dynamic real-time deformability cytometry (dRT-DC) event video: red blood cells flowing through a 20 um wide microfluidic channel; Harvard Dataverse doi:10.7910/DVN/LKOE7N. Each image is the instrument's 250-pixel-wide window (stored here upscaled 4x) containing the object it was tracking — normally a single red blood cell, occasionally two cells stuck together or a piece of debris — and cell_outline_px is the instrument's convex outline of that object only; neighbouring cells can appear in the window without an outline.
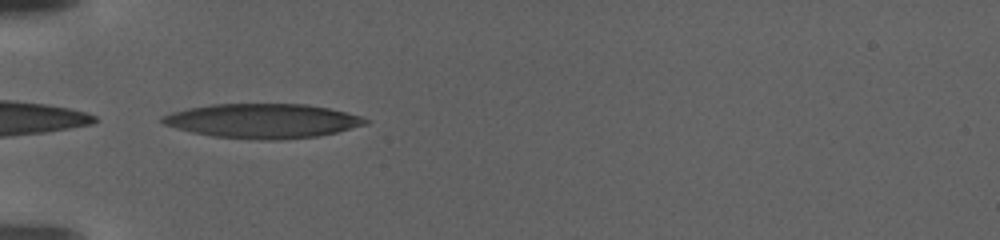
{"species": "human", "species_latin": "Homo sapiens", "temperature_condition": "warm", "stored_images_in_passage": 63, "camera_frame_rate_fps": 3000, "um_per_image_px": 0.085, "donor": {"sex": "female"}, "frame": {"image": 1, "passage_image": 1, "time_ms": 0.0, "image_size_px": [1000, 240], "cell_outline_px": [[372, 120], [368, 124], [336, 132], [316, 136], [280, 140], [260, 140], [212, 136], [192, 132], [176, 128], [164, 124], [160, 120], [164, 116], [172, 112], [188, 108], [212, 104], [304, 104], [328, 108], [360, 116]], "centroid_in_image_um": [22.34, 10.28], "position_along_channel_um": 62.7, "area_um2": 40.58}}
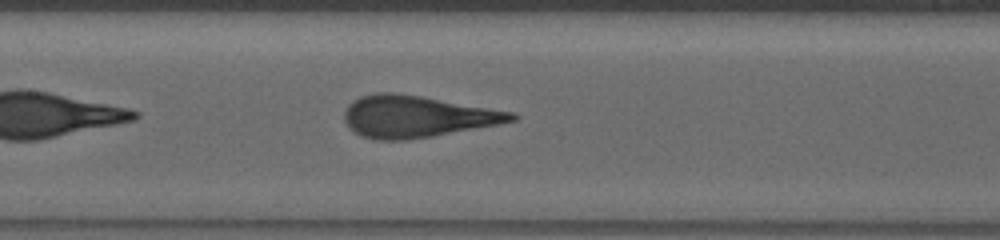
{"frame": {"image": 2, "passage_image": 19, "time_ms": 6.0, "image_size_px": [1000, 240], "cell_outline_px": [[520, 116], [516, 120], [500, 124], [432, 136], [404, 140], [372, 140], [360, 136], [344, 120], [344, 112], [348, 104], [352, 100], [360, 96], [376, 92], [392, 92], [420, 96], [512, 112]], "centroid_in_image_um": [35.4, 9.9], "position_along_channel_um": 172.0, "area_um2": 40.46}}
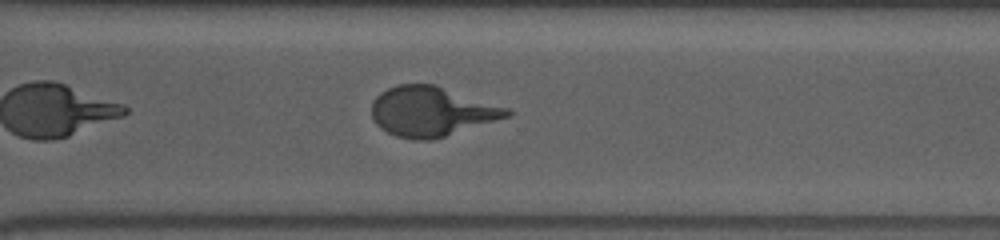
{"frame": {"image": 3, "passage_image": 44, "time_ms": 14.333, "image_size_px": [1000, 240], "cell_outline_px": [[512, 116], [444, 136], [428, 140], [412, 140], [396, 136], [380, 128], [376, 124], [372, 116], [372, 100], [380, 92], [396, 84], [432, 84], [508, 108], [512, 112]], "centroid_in_image_um": [36.64, 9.48], "position_along_channel_um": 334.0, "area_um2": 38.9}}